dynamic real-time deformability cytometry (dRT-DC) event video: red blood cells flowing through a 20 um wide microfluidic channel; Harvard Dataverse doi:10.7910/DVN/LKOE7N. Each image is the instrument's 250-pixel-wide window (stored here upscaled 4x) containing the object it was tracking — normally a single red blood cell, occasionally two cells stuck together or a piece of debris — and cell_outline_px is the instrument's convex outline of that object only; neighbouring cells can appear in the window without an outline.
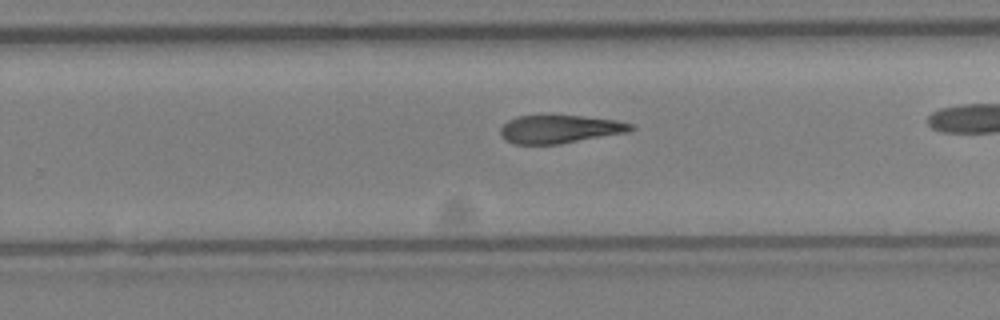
{"species": "Egyptian fruit bat (a non-hibernating species)", "species_latin": "Rousettus aegyptiacus", "temperature_condition": "cold", "stored_images_in_passage": 22, "camera_frame_rate_fps": 3000, "um_per_image_px": 0.085, "animal": {"sex": "female"}, "frame": {"image": 1, "passage_image": 16, "time_ms": 5.0, "image_size_px": [1000, 320], "cell_outline_px": [[636, 128], [628, 132], [560, 144], [516, 144], [508, 140], [500, 132], [500, 128], [508, 120], [516, 116], [584, 116], [616, 120], [632, 124]], "centroid_in_image_um": [47.62, 10.97], "position_along_channel_um": 282.2, "area_um2": 21.15}}